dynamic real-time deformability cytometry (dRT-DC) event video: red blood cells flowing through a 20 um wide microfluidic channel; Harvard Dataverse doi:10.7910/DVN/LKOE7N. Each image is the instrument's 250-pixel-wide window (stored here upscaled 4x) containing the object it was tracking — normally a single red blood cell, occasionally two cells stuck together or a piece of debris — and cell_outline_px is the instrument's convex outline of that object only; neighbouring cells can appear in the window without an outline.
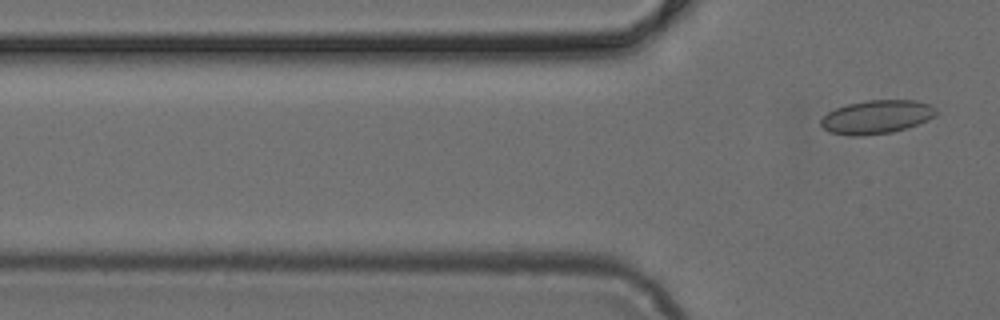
{"species": "common noctule bat (a hibernating species)", "species_latin": "Nyctalus noctula", "temperature_condition": "cold", "stored_images_in_passage": 6, "segment_of_instrument_passage": [2, 2], "camera_frame_rate_fps": 3000, "um_per_image_px": 0.085, "animal": {"sex": "female", "body_mass_g": 24.6, "forearm_length_mm": 56.2}, "frame": {"image": 1, "passage_image": 6, "time_ms": 1.667, "image_size_px": [1000, 320], "cell_outline_px": [[936, 116], [928, 120], [908, 128], [892, 132], [860, 136], [852, 136], [828, 132], [820, 124], [820, 120], [828, 112], [836, 108], [848, 104], [868, 100], [916, 100], [928, 104], [936, 108]], "centroid_in_image_um": [74.52, 9.94], "position_along_channel_um": 51.3, "area_um2": 22.6}}